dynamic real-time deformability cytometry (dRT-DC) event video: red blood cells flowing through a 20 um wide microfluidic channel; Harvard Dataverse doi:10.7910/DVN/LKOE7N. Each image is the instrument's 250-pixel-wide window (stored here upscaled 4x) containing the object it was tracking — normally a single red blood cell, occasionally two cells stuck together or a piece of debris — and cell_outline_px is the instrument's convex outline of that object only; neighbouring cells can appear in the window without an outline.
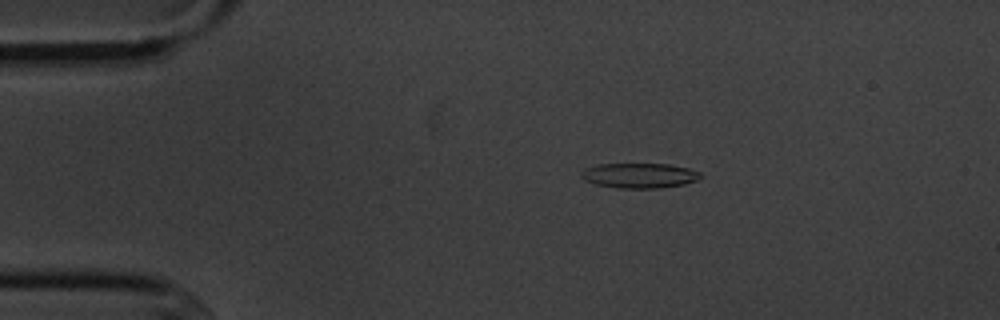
{"species": "common noctule bat (a hibernating species)", "species_latin": "Nyctalus noctula", "temperature_condition": "cold", "stored_images_in_passage": 5, "camera_frame_rate_fps": 3000, "um_per_image_px": 0.085, "animal": {"sex": "male", "body_mass_g": 20.1, "forearm_length_mm": 53.5}, "frame": {"image": 1, "passage_image": 1, "time_ms": 0.0, "image_size_px": [1000, 320], "cell_outline_px": [[700, 176], [696, 180], [684, 184], [660, 188], [616, 188], [596, 184], [584, 180], [580, 176], [580, 172], [596, 164], [668, 164], [688, 168], [700, 172]], "centroid_in_image_um": [54.32, 14.92], "position_along_channel_um": 30.7, "area_um2": 17.28}}
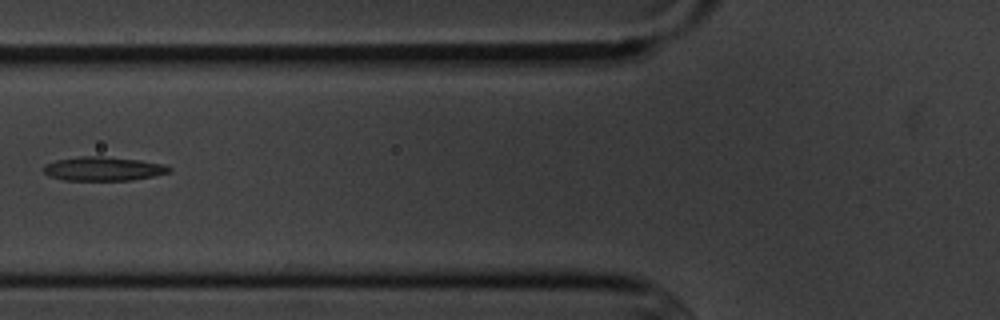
{"frame": {"image": 2, "passage_image": 4, "time_ms": 3.667, "image_size_px": [1000, 320], "cell_outline_px": [[172, 172], [132, 180], [64, 180], [48, 176], [44, 172], [44, 164], [56, 160], [76, 156], [104, 156], [140, 160], [164, 164], [172, 168]], "centroid_in_image_um": [8.78, 14.34], "position_along_channel_um": 117.0, "area_um2": 17.69}}
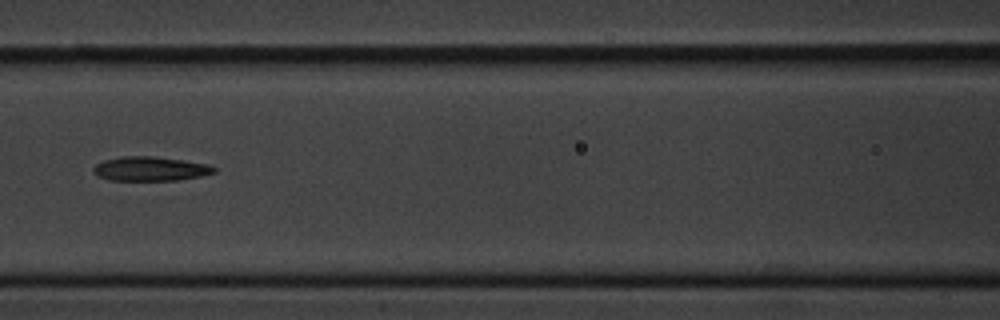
{"frame": {"image": 3, "passage_image": 5, "time_ms": 4.667, "image_size_px": [1000, 320], "cell_outline_px": [[216, 172], [200, 176], [180, 180], [108, 180], [96, 176], [92, 172], [92, 168], [96, 164], [104, 160], [120, 156], [152, 156], [208, 164], [216, 168]], "centroid_in_image_um": [12.72, 14.35], "position_along_channel_um": 153.9, "area_um2": 17.11}}